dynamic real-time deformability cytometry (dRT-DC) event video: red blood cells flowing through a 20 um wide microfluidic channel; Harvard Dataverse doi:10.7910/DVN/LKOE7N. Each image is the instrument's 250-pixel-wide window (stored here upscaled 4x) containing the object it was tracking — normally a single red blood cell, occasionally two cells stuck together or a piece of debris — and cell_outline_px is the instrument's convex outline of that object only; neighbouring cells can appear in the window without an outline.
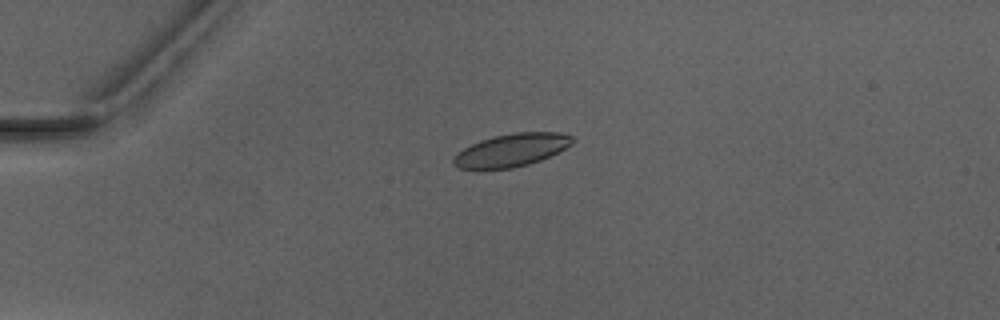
{"species": "Egyptian fruit bat (a non-hibernating species)", "species_latin": "Rousettus aegyptiacus", "temperature_condition": "warm", "stored_images_in_passage": 3, "camera_frame_rate_fps": 3000, "um_per_image_px": 0.085, "animal": {"sex": "male"}, "frame": {"image": 1, "passage_image": 1, "time_ms": 0.0, "image_size_px": [1000, 320], "cell_outline_px": [[572, 144], [540, 160], [528, 164], [512, 168], [460, 168], [452, 164], [452, 160], [464, 148], [480, 140], [492, 136], [512, 132], [560, 132], [572, 136]], "centroid_in_image_um": [43.48, 12.74], "position_along_channel_um": 41.5, "area_um2": 22.37}}
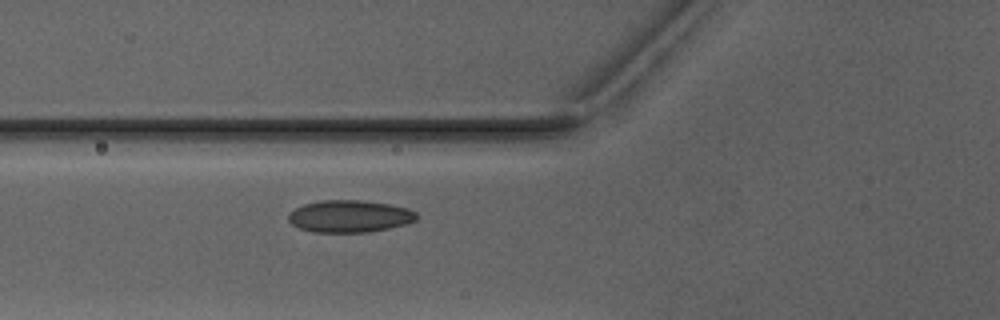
{"frame": {"image": 2, "passage_image": 3, "time_ms": 2.333, "image_size_px": [1000, 320], "cell_outline_px": [[416, 220], [404, 224], [388, 228], [368, 232], [312, 232], [300, 228], [292, 224], [288, 220], [288, 216], [296, 208], [304, 204], [320, 200], [360, 200], [388, 204], [408, 208], [416, 212]], "centroid_in_image_um": [29.7, 18.38], "position_along_channel_um": 96.1, "area_um2": 23.81}}